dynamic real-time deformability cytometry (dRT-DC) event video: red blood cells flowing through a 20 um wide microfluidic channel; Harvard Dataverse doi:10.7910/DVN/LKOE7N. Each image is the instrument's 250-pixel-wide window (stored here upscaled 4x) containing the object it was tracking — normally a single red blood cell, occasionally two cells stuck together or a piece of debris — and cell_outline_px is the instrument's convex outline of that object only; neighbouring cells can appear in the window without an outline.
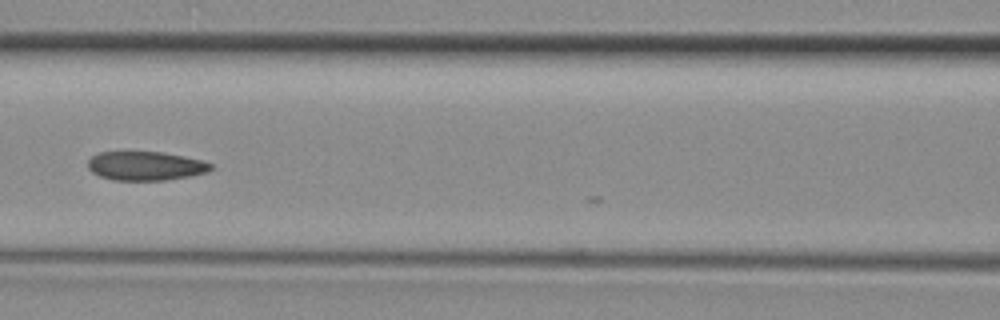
{"species": "common noctule bat (a hibernating species)", "species_latin": "Nyctalus noctula", "temperature_condition": "room temperature", "stored_images_in_passage": 15, "camera_frame_rate_fps": 3000, "um_per_image_px": 0.085, "animal": {"sex": "female", "body_mass_g": 29.2, "forearm_length_mm": 56.3}, "frame": {"image": 1, "passage_image": 11, "time_ms": 3.333, "image_size_px": [1000, 320], "cell_outline_px": [[212, 168], [208, 172], [188, 176], [164, 180], [112, 180], [100, 176], [92, 172], [88, 168], [88, 160], [92, 156], [100, 152], [160, 152], [184, 156], [200, 160], [212, 164]], "centroid_in_image_um": [12.35, 14.1], "position_along_channel_um": 154.3, "area_um2": 20.58}}
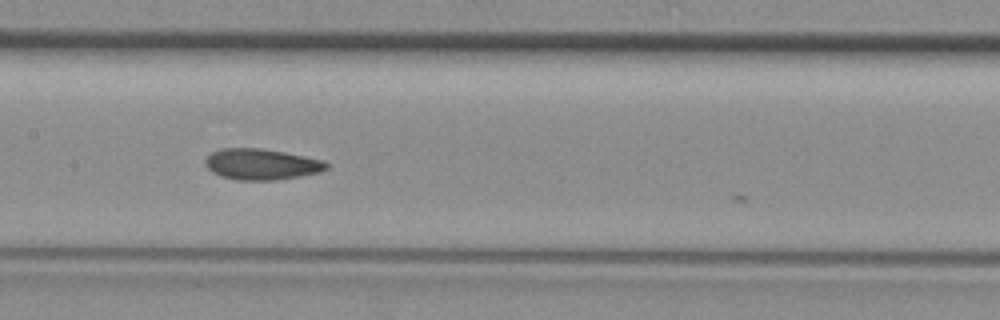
{"frame": {"image": 2, "passage_image": 13, "time_ms": 4.0, "image_size_px": [1000, 320], "cell_outline_px": [[328, 168], [320, 172], [276, 180], [236, 180], [220, 176], [212, 172], [204, 164], [204, 160], [212, 152], [224, 148], [260, 148], [304, 156], [324, 160], [328, 164]], "centroid_in_image_um": [22.2, 13.96], "position_along_channel_um": 185.2, "area_um2": 21.79}}